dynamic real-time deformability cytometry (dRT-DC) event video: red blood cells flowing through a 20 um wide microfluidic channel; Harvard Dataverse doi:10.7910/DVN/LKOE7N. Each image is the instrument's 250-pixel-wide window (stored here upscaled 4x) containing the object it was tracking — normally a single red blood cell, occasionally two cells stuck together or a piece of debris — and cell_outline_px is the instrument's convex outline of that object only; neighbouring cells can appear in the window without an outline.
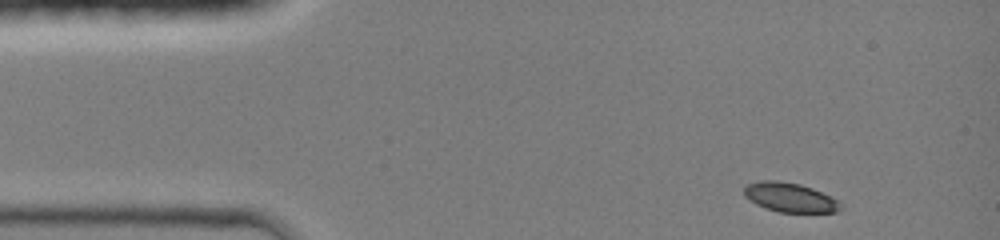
{"species": "common noctule bat (a hibernating species)", "species_latin": "Nyctalus noctula", "temperature_condition": "room temperature", "stored_images_in_passage": 39, "camera_frame_rate_fps": 3000, "um_per_image_px": 0.085, "animal": {"sex": "female", "body_mass_g": 19.0, "forearm_length_mm": 51.5}, "frame": {"image": 1, "passage_image": 1, "time_ms": 0.0, "image_size_px": [1000, 240], "cell_outline_px": [[844, 208], [836, 212], [780, 212], [764, 208], [756, 204], [744, 196], [744, 188], [748, 184], [760, 180], [780, 180], [800, 184], [812, 188], [840, 200], [844, 204]], "centroid_in_image_um": [67.19, 16.78], "position_along_channel_um": 17.8, "area_um2": 16.76}}
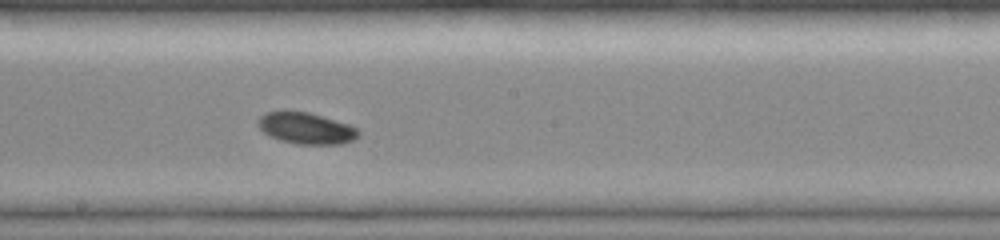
{"frame": {"image": 2, "passage_image": 21, "time_ms": 6.667, "image_size_px": [1000, 240], "cell_outline_px": [[360, 136], [344, 144], [296, 144], [280, 140], [268, 136], [256, 124], [256, 120], [264, 112], [284, 108], [308, 112], [348, 124], [356, 128], [360, 132]], "centroid_in_image_um": [25.94, 10.87], "position_along_channel_um": 222.3, "area_um2": 18.96}}
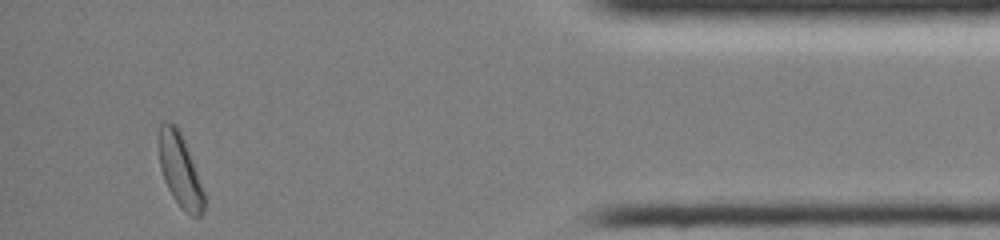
{"frame": {"image": 3, "passage_image": 38, "time_ms": 12.333, "image_size_px": [1000, 240], "cell_outline_px": [[208, 200], [204, 212], [200, 216], [188, 216], [180, 208], [172, 196], [164, 180], [160, 168], [156, 144], [156, 140], [160, 124], [164, 120], [168, 120], [176, 124], [184, 140]], "centroid_in_image_um": [15.28, 14.48], "position_along_channel_um": 419.9, "area_um2": 20.23}, "authors_computed_cell_mechanics": {"area_um2": 18.0914, "velocity_mm_per_s": 4.2501, "shape_relaxation_time_tau1_ms": 1.6776, "shape_relaxation_time_tau2_ms": null, "deformation_change_tau1": 0.1011, "deformation_change_tau2": null}}